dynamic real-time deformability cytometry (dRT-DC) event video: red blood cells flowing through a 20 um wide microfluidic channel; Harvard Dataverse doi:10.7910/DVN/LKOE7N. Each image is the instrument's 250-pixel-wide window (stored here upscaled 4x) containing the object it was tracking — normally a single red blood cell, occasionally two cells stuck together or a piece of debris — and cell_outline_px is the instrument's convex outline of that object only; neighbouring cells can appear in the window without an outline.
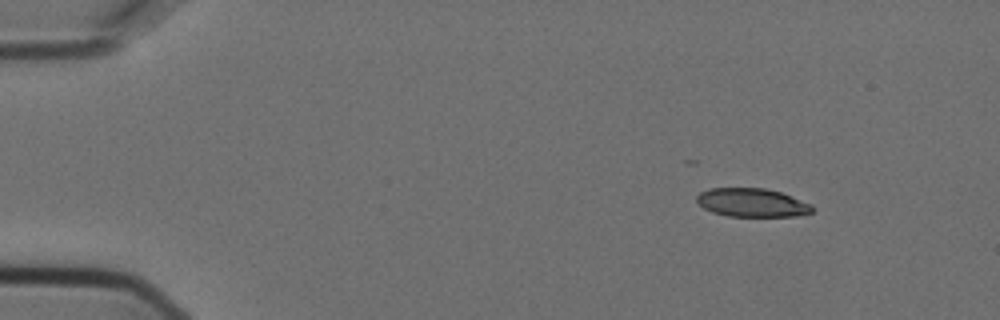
{"species": "Egyptian fruit bat (a non-hibernating species)", "species_latin": "Rousettus aegyptiacus", "temperature_condition": "cold", "stored_images_in_passage": 4, "camera_frame_rate_fps": 3000, "um_per_image_px": 0.085, "animal": {"sex": "female"}, "frame": {"image": 1, "passage_image": 1, "time_ms": 0.0, "image_size_px": [1000, 320], "cell_outline_px": [[812, 212], [796, 216], [728, 216], [712, 212], [704, 208], [696, 200], [696, 196], [700, 192], [708, 188], [764, 188], [780, 192], [812, 204]], "centroid_in_image_um": [63.9, 17.22], "position_along_channel_um": 21.1, "area_um2": 19.13}}
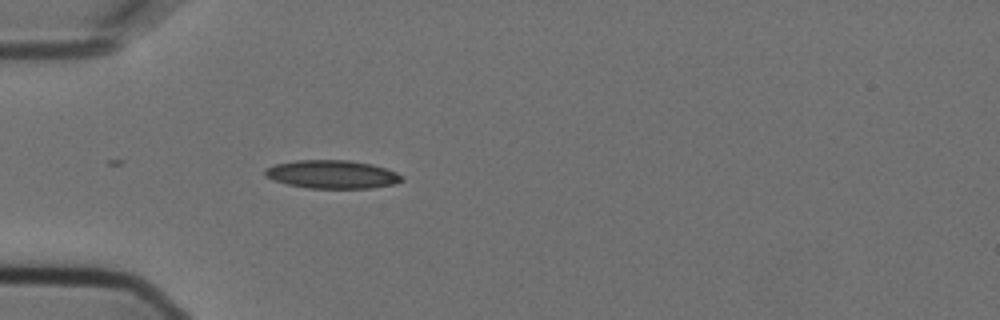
{"frame": {"image": 2, "passage_image": 4, "time_ms": 1.0, "image_size_px": [1000, 320], "cell_outline_px": [[404, 180], [392, 184], [372, 188], [308, 188], [288, 184], [264, 176], [264, 168], [276, 164], [296, 160], [348, 160], [372, 164], [396, 172], [404, 176]], "centroid_in_image_um": [28.23, 14.81], "position_along_channel_um": 56.8, "area_um2": 22.48}}